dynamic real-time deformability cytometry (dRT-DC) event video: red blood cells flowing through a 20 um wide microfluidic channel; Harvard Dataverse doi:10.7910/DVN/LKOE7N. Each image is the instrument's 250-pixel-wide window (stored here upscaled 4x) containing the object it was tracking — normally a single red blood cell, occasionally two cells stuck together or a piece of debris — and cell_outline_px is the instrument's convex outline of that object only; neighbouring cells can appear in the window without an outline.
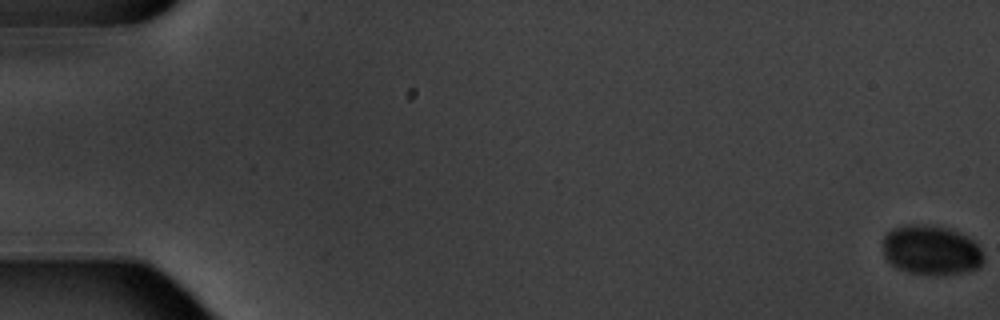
{"species": "common noctule bat (a hibernating species)", "species_latin": "Nyctalus noctula", "temperature_condition": "warm", "stored_images_in_passage": 10, "camera_frame_rate_fps": 3000, "um_per_image_px": 0.085, "animal": {"sex": "male", "body_mass_g": 20.1, "forearm_length_mm": 53.5}, "frame": {"image": 1, "passage_image": 1, "time_ms": 0.0, "image_size_px": [1000, 320], "cell_outline_px": [[984, 260], [976, 268], [960, 272], [908, 272], [896, 268], [884, 256], [884, 236], [892, 228], [904, 224], [924, 224], [948, 228], [960, 232], [968, 236], [980, 248], [984, 256]], "centroid_in_image_um": [79.12, 21.2], "position_along_channel_um": 5.9, "area_um2": 28.5}}
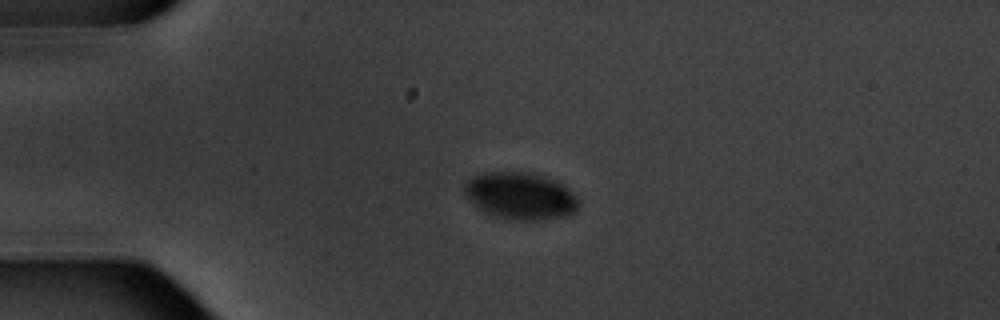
{"frame": {"image": 2, "passage_image": 5, "time_ms": 5.0, "image_size_px": [1000, 320], "cell_outline_px": [[580, 204], [576, 212], [564, 216], [540, 220], [508, 220], [492, 216], [484, 212], [468, 200], [464, 192], [464, 184], [472, 176], [484, 172], [520, 172], [544, 176], [564, 184], [572, 192]], "centroid_in_image_um": [44.21, 16.67], "position_along_channel_um": 40.8, "area_um2": 31.56}}
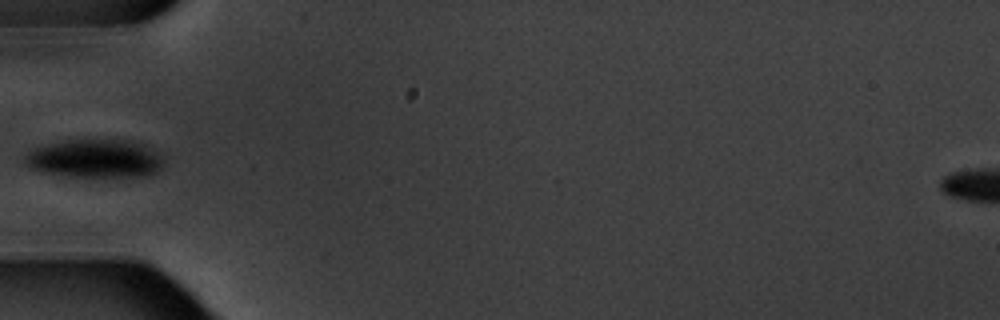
{"frame": {"image": 3, "passage_image": 6, "time_ms": 7.0, "image_size_px": [1000, 320], "cell_outline_px": [[164, 164], [152, 176], [64, 176], [40, 172], [28, 168], [24, 160], [24, 156], [28, 152], [36, 148], [68, 140], [128, 140], [144, 144], [164, 156]], "centroid_in_image_um": [8.11, 13.49], "position_along_channel_um": 76.9, "area_um2": 31.1}}